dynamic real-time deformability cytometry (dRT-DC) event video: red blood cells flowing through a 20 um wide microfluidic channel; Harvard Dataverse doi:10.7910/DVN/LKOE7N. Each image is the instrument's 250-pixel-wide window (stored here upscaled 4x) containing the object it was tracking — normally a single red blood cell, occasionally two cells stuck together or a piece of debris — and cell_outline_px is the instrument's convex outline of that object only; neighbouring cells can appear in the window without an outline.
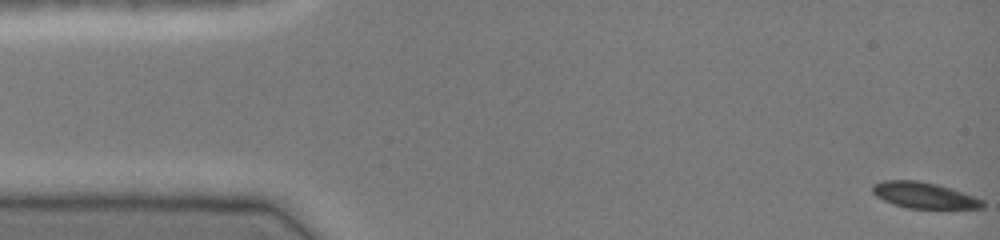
{"species": "common noctule bat (a hibernating species)", "species_latin": "Nyctalus noctula", "temperature_condition": "cold", "stored_images_in_passage": 47, "camera_frame_rate_fps": 3000, "um_per_image_px": 0.085, "animal": {"sex": "female", "body_mass_g": 19.0, "forearm_length_mm": 51.5}, "frame": {"image": 1, "passage_image": 1, "time_ms": 0.0, "image_size_px": [1000, 240], "cell_outline_px": [[984, 208], [908, 208], [892, 204], [876, 196], [872, 192], [872, 184], [884, 180], [916, 180], [936, 184], [952, 188], [976, 196], [984, 200]], "centroid_in_image_um": [78.56, 16.59], "position_along_channel_um": 6.4, "area_um2": 16.82}}
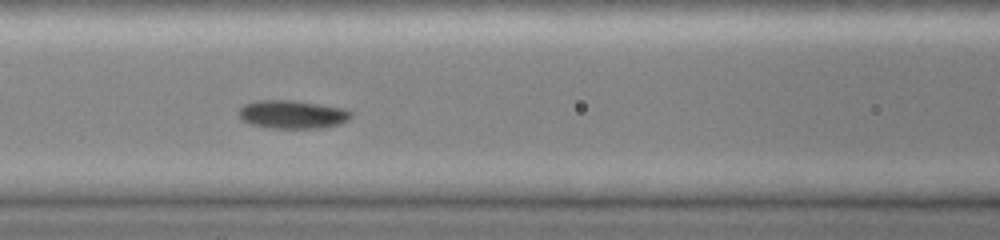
{"frame": {"image": 2, "passage_image": 20, "time_ms": 6.333, "image_size_px": [1000, 240], "cell_outline_px": [[352, 116], [348, 120], [340, 124], [320, 128], [272, 128], [252, 124], [244, 120], [240, 116], [240, 108], [244, 104], [256, 100], [292, 100], [320, 104], [344, 108], [352, 112]], "centroid_in_image_um": [24.9, 9.72], "position_along_channel_um": 141.7, "area_um2": 18.44}}
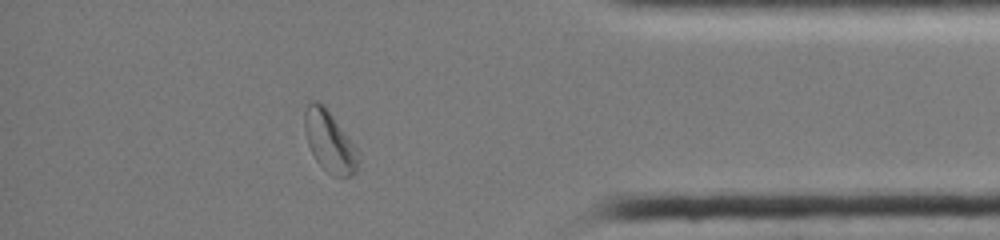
{"frame": {"image": 3, "passage_image": 41, "time_ms": 13.333, "image_size_px": [1000, 240], "cell_outline_px": [[356, 172], [352, 176], [336, 176], [328, 172], [316, 160], [308, 144], [304, 128], [304, 112], [308, 100], [316, 100], [324, 104], [356, 148]], "centroid_in_image_um": [27.95, 11.96], "position_along_channel_um": 407.3, "area_um2": 18.67}, "authors_computed_cell_mechanics": {"area_um2": 17.9758, "velocity_mm_per_s": 4.0469, "shape_relaxation_time_tau1_ms": 3.1113, "shape_relaxation_time_tau2_ms": null, "deformation_change_tau1": 0.1023, "deformation_change_tau2": null}}